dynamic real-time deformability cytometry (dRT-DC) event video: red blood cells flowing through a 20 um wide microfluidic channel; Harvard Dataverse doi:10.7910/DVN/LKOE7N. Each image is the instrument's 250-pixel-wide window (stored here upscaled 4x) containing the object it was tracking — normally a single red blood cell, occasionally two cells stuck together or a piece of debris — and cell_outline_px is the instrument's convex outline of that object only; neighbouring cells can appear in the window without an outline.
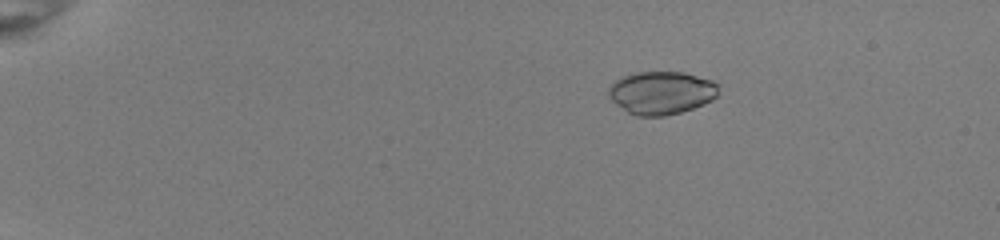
{"species": "common noctule bat (a hibernating species)", "species_latin": "Nyctalus noctula", "temperature_condition": "room temperature", "stored_images_in_passage": 48, "camera_frame_rate_fps": 3000, "um_per_image_px": 0.085, "animal": {"sex": "female", "body_mass_g": 22.0, "forearm_length_mm": 56.7}, "frame": {"image": 1, "passage_image": 5, "time_ms": 1.333, "image_size_px": [1000, 240], "cell_outline_px": [[716, 96], [712, 100], [704, 104], [680, 112], [664, 116], [636, 116], [628, 112], [616, 104], [608, 96], [608, 88], [616, 80], [624, 76], [636, 72], [684, 72], [712, 80], [716, 84]], "centroid_in_image_um": [56.19, 7.88], "position_along_channel_um": 28.8, "area_um2": 27.34}}
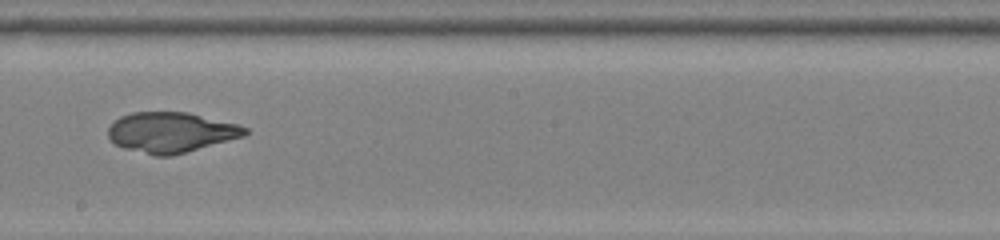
{"frame": {"image": 2, "passage_image": 28, "time_ms": 9.0, "image_size_px": [1000, 240], "cell_outline_px": [[248, 132], [244, 136], [184, 152], [168, 156], [156, 156], [124, 148], [116, 144], [108, 136], [108, 128], [120, 116], [132, 112], [188, 112], [240, 124], [248, 128]], "centroid_in_image_um": [14.55, 11.23], "position_along_channel_um": 233.7, "area_um2": 31.91}}
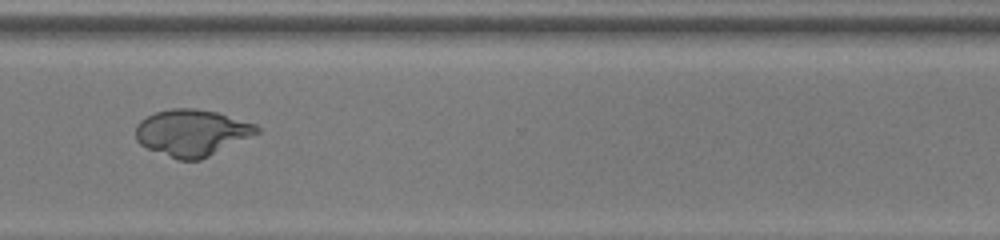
{"frame": {"image": 3, "passage_image": 37, "time_ms": 12.0, "image_size_px": [1000, 240], "cell_outline_px": [[260, 132], [200, 160], [180, 160], [148, 148], [140, 144], [136, 140], [136, 124], [140, 120], [156, 112], [172, 108], [196, 108], [216, 112], [256, 124], [260, 128]], "centroid_in_image_um": [16.31, 11.27], "position_along_channel_um": 354.3, "area_um2": 32.54}}